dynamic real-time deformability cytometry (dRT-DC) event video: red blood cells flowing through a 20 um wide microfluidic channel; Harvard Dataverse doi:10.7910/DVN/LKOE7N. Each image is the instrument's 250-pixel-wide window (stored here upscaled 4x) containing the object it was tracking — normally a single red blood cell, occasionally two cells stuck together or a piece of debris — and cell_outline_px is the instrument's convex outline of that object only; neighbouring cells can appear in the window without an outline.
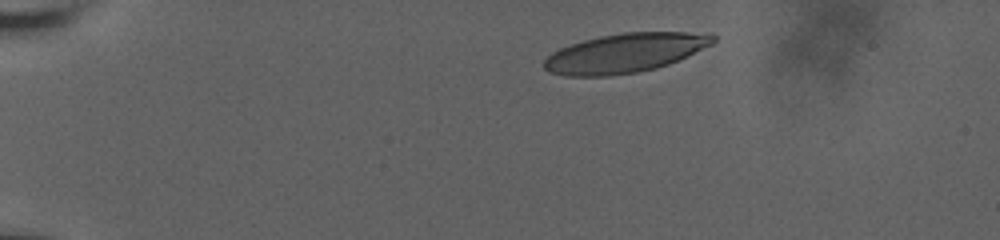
{"species": "human", "species_latin": "Homo sapiens", "temperature_condition": "room temperature", "stored_images_in_passage": 19, "camera_frame_rate_fps": 3000, "um_per_image_px": 0.085, "donor": {"sex": "male"}, "frame": {"image": 1, "passage_image": 1, "time_ms": 0.0, "image_size_px": [1000, 240], "cell_outline_px": [[716, 40], [712, 44], [668, 64], [656, 68], [636, 72], [608, 76], [568, 76], [548, 72], [544, 68], [544, 60], [552, 52], [560, 48], [584, 40], [600, 36], [624, 32], [712, 32], [716, 36]], "centroid_in_image_um": [53.14, 4.49], "position_along_channel_um": 31.9, "area_um2": 38.49}}